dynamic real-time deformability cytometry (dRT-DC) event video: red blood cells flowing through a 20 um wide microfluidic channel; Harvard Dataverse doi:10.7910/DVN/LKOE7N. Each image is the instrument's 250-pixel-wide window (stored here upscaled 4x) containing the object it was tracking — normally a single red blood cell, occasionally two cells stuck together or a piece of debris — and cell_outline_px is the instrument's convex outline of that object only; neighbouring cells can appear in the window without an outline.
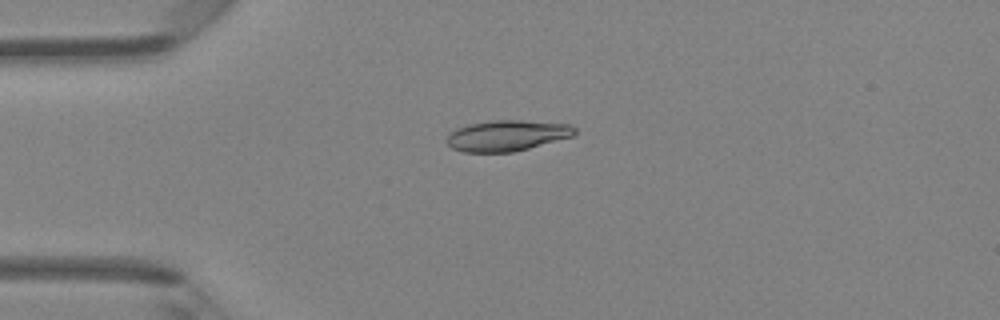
{"species": "Egyptian fruit bat (a non-hibernating species)", "species_latin": "Rousettus aegyptiacus", "temperature_condition": "room temperature", "stored_images_in_passage": 5, "camera_frame_rate_fps": 3000, "um_per_image_px": 0.085, "animal": {"sex": "female"}, "frame": {"image": 1, "passage_image": 4, "time_ms": 1.0, "image_size_px": [1000, 320], "cell_outline_px": [[576, 132], [572, 136], [528, 148], [512, 152], [464, 152], [452, 148], [448, 144], [448, 136], [456, 128], [488, 120], [520, 120], [572, 124], [576, 128]], "centroid_in_image_um": [43.12, 11.51], "position_along_channel_um": 41.9, "area_um2": 22.77}}
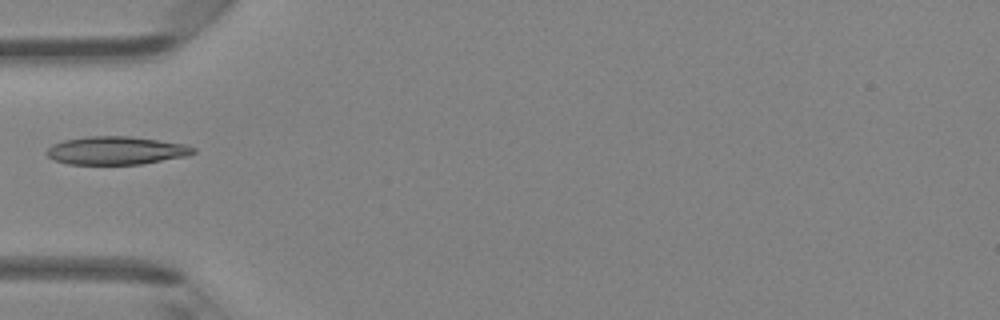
{"frame": {"image": 2, "passage_image": 5, "time_ms": 1.333, "image_size_px": [1000, 320], "cell_outline_px": [[196, 152], [188, 156], [140, 164], [68, 164], [52, 160], [44, 152], [52, 144], [64, 140], [88, 136], [128, 136], [188, 144], [196, 148]], "centroid_in_image_um": [9.88, 12.79], "position_along_channel_um": 75.1, "area_um2": 24.22}}